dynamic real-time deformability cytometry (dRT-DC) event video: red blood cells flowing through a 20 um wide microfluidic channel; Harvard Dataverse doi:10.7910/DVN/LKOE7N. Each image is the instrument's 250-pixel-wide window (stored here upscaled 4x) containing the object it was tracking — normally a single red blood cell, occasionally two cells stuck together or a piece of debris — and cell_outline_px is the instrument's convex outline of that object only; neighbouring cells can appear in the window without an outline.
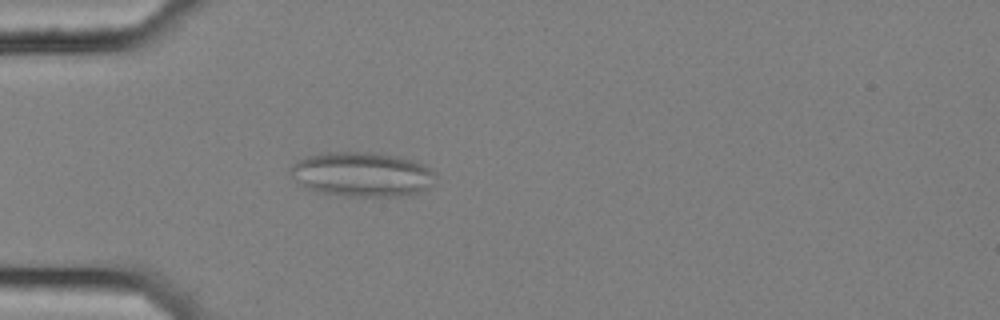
{"species": "common noctule bat (a hibernating species)", "species_latin": "Nyctalus noctula", "temperature_condition": "cold", "stored_images_in_passage": 41, "segment_of_instrument_passage": [1, 2], "camera_frame_rate_fps": 3000, "um_per_image_px": 0.085, "animal": {"sex": "female", "body_mass_g": 25.1}, "frame": {"image": 1, "passage_image": 2, "time_ms": 0.333, "image_size_px": [1000, 320], "cell_outline_px": [[436, 176], [432, 184], [428, 188], [412, 196], [344, 196], [316, 192], [304, 188], [296, 184], [288, 172], [288, 168], [296, 160], [320, 152], [376, 152], [400, 156], [424, 164], [436, 172]], "centroid_in_image_um": [30.73, 14.82], "position_along_channel_um": 54.3, "area_um2": 38.78}}